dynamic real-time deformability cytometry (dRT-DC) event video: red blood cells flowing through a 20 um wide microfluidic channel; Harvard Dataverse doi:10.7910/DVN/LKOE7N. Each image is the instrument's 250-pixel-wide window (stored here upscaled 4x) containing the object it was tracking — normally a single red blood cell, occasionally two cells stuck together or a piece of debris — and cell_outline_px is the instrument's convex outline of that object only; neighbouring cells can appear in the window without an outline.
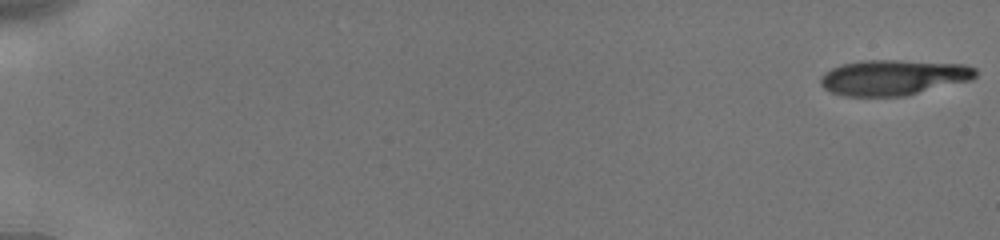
{"species": "human", "species_latin": "Homo sapiens", "temperature_condition": "cold", "stored_images_in_passage": 55, "camera_frame_rate_fps": 3000, "um_per_image_px": 0.085, "donor": {"sex": "male"}, "frame": {"image": 1, "passage_image": 1, "time_ms": 0.0, "image_size_px": [1000, 240], "cell_outline_px": [[976, 76], [972, 80], [908, 96], [844, 96], [832, 92], [824, 88], [820, 84], [820, 76], [824, 72], [832, 68], [844, 64], [864, 60], [896, 60], [964, 64], [976, 68]], "centroid_in_image_um": [75.96, 6.59], "position_along_channel_um": 9.0, "area_um2": 32.25}}
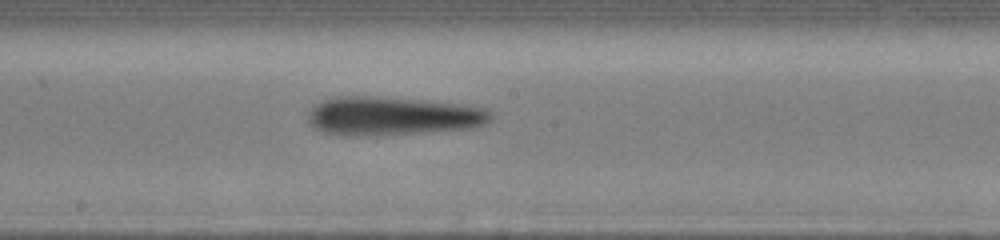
{"frame": {"image": 2, "passage_image": 32, "time_ms": 10.333, "image_size_px": [1000, 240], "cell_outline_px": [[492, 120], [484, 124], [472, 128], [424, 132], [352, 136], [348, 136], [324, 132], [312, 128], [308, 124], [308, 112], [312, 104], [332, 96], [368, 96], [420, 100], [464, 104], [484, 108], [492, 112]], "centroid_in_image_um": [33.3, 9.85], "position_along_channel_um": 214.9, "area_um2": 41.38}}
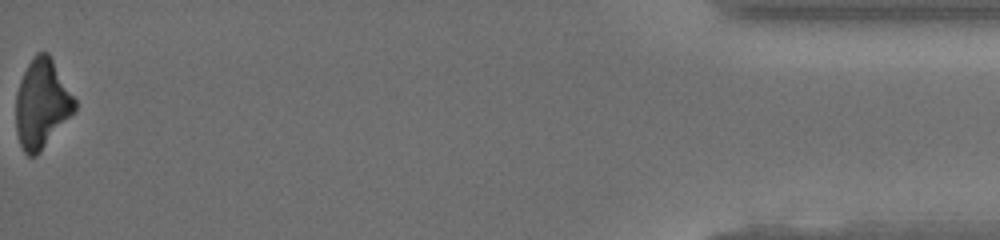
{"frame": {"image": 3, "passage_image": 55, "time_ms": 18.0, "image_size_px": [1000, 240], "cell_outline_px": [[76, 112], [40, 152], [36, 156], [28, 156], [24, 152], [20, 144], [16, 132], [16, 92], [20, 80], [28, 64], [36, 52], [48, 52], [76, 100]], "centroid_in_image_um": [3.56, 8.85], "position_along_channel_um": 431.6, "area_um2": 30.63}, "authors_computed_cell_mechanics": {"area_um2": 36.125, "velocity_mm_per_s": 3.8805, "shape_relaxation_time_tau1_ms": 4.6549, "shape_relaxation_time_tau2_ms": 5.5688, "deformation_change_tau1": 0.1568, "deformation_change_tau2": 0.216}}